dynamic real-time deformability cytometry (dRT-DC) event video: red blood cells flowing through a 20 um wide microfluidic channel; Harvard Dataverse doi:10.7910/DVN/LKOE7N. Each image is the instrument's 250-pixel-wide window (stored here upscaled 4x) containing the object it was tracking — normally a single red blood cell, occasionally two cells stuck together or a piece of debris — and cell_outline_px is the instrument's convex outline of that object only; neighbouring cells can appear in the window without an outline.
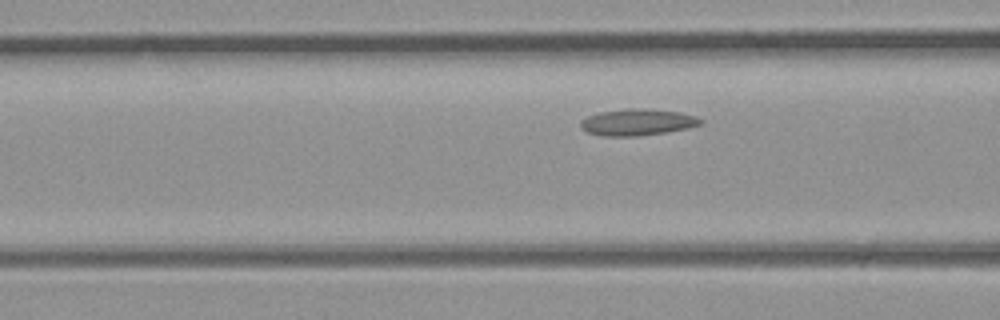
{"species": "common noctule bat (a hibernating species)", "species_latin": "Nyctalus noctula", "temperature_condition": "room temperature", "stored_images_in_passage": 8, "camera_frame_rate_fps": 3000, "um_per_image_px": 0.085, "animal": {"sex": "male", "body_mass_g": 23.1, "forearm_length_mm": 52.7}, "frame": {"image": 1, "passage_image": 7, "time_ms": 2.0, "image_size_px": [1000, 320], "cell_outline_px": [[704, 120], [700, 124], [688, 128], [668, 132], [636, 136], [604, 136], [588, 132], [580, 128], [580, 120], [588, 116], [600, 112], [628, 108], [648, 108], [680, 112], [696, 116]], "centroid_in_image_um": [54.19, 10.38], "position_along_channel_um": 112.4, "area_um2": 18.67}}